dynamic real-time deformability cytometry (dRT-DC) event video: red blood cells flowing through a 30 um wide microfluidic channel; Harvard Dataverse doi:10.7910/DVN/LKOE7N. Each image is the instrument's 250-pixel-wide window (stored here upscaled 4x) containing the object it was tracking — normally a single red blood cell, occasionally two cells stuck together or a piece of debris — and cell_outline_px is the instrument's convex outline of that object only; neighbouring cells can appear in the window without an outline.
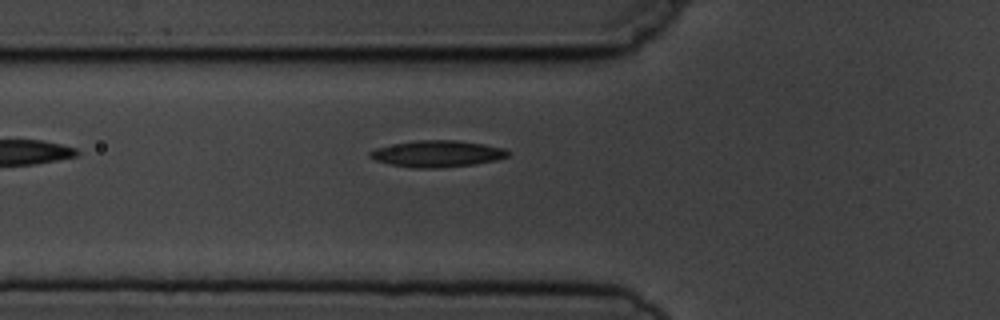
{"species": "common noctule bat (a hibernating species)", "species_latin": "Nyctalus noctula", "temperature_condition": "cold", "stored_images_in_passage": 6, "camera_frame_rate_fps": 3000, "um_per_image_px": 0.085, "animal": {"sex": "male", "body_mass_g": 19.5, "forearm_length_mm": 54.6}, "frame": {"image": 1, "passage_image": 6, "time_ms": 5.667, "image_size_px": [1000, 320], "cell_outline_px": [[508, 156], [496, 160], [476, 164], [440, 168], [412, 168], [388, 164], [376, 160], [368, 156], [368, 152], [376, 148], [416, 140], [456, 140], [484, 144], [504, 148], [508, 152]], "centroid_in_image_um": [37.15, 13.08], "position_along_channel_um": 88.6, "area_um2": 21.33}}